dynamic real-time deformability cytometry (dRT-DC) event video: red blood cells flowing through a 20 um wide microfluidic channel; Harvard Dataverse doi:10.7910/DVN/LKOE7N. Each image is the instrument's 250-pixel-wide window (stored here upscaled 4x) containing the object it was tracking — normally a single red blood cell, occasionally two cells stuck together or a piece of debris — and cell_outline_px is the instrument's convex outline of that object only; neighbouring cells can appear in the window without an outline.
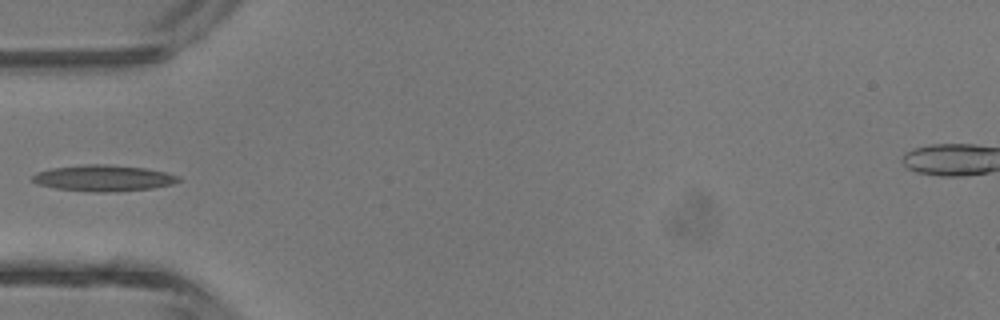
{"species": "common noctule bat (a hibernating species)", "species_latin": "Nyctalus noctula", "temperature_condition": "room temperature", "stored_images_in_passage": 6, "camera_frame_rate_fps": 3000, "um_per_image_px": 0.085, "animal": {"sex": "male", "body_mass_g": 13.3}, "frame": {"image": 1, "passage_image": 6, "time_ms": 6.667, "image_size_px": [1000, 320], "cell_outline_px": [[180, 180], [172, 184], [152, 188], [108, 192], [96, 192], [56, 188], [36, 184], [32, 180], [32, 176], [36, 172], [52, 168], [84, 164], [108, 164], [144, 168], [164, 172], [180, 176]], "centroid_in_image_um": [8.77, 15.13], "position_along_channel_um": 76.2, "area_um2": 22.14}}